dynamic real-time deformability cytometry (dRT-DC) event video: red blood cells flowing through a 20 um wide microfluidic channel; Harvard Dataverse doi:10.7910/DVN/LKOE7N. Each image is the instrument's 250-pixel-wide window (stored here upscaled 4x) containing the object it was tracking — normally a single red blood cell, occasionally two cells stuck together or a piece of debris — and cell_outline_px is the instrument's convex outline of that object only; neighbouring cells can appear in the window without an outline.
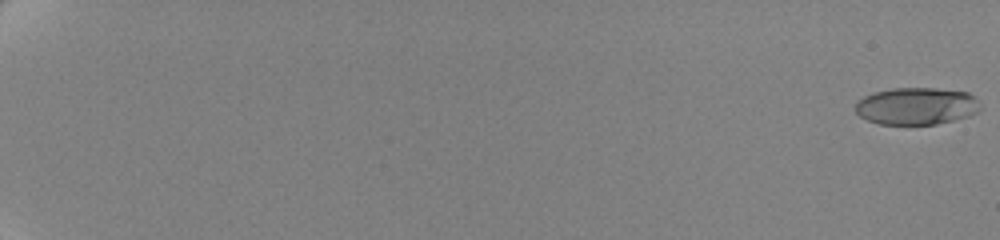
{"species": "human", "species_latin": "Homo sapiens", "temperature_condition": "cold", "stored_images_in_passage": 63, "camera_frame_rate_fps": 3000, "um_per_image_px": 0.085, "donor": {"sex": "female"}, "frame": {"image": 1, "passage_image": 1, "time_ms": 0.0, "image_size_px": [1000, 240], "cell_outline_px": [[980, 108], [976, 112], [968, 116], [936, 124], [880, 124], [868, 120], [860, 116], [856, 112], [856, 104], [864, 96], [876, 92], [892, 88], [936, 88], [968, 92], [976, 100]], "centroid_in_image_um": [77.89, 9.01], "position_along_channel_um": 7.1, "area_um2": 26.7}}
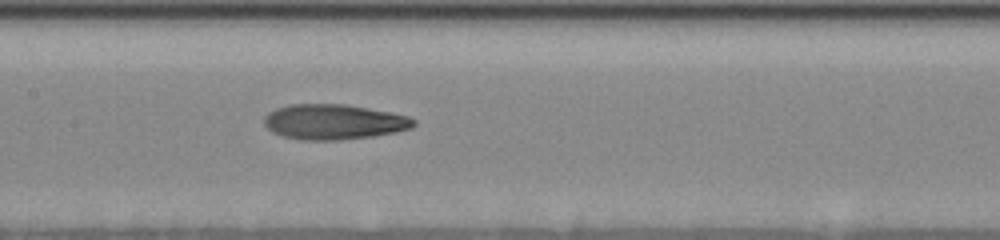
{"frame": {"image": 2, "passage_image": 36, "time_ms": 11.667, "image_size_px": [1000, 240], "cell_outline_px": [[416, 124], [412, 128], [396, 132], [372, 136], [340, 140], [300, 140], [284, 136], [272, 132], [264, 124], [264, 116], [268, 112], [276, 108], [292, 104], [344, 104], [388, 112], [408, 116], [416, 120]], "centroid_in_image_um": [28.36, 10.36], "position_along_channel_um": 179.0, "area_um2": 30.63}}
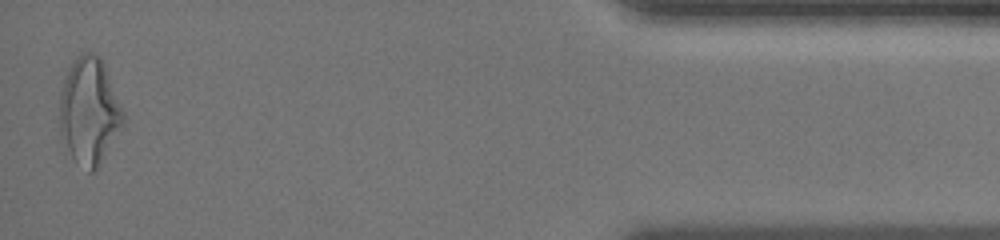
{"frame": {"image": 3, "passage_image": 62, "time_ms": 20.333, "image_size_px": [1000, 240], "cell_outline_px": [[124, 120], [96, 168], [92, 172], [88, 172], [72, 156], [60, 140], [60, 92], [68, 68], [76, 56], [80, 52], [92, 52], [100, 56], [104, 60], [124, 112]], "centroid_in_image_um": [7.56, 9.36], "position_along_channel_um": 427.6, "area_um2": 39.3}, "authors_computed_cell_mechanics": {"area_um2": 29.767, "velocity_mm_per_s": 3.5158, "shape_relaxation_time_tau1_ms": 4.2983, "shape_relaxation_time_tau2_ms": 2.6282, "deformation_change_tau1": 0.197, "deformation_change_tau2": 0.1106}}